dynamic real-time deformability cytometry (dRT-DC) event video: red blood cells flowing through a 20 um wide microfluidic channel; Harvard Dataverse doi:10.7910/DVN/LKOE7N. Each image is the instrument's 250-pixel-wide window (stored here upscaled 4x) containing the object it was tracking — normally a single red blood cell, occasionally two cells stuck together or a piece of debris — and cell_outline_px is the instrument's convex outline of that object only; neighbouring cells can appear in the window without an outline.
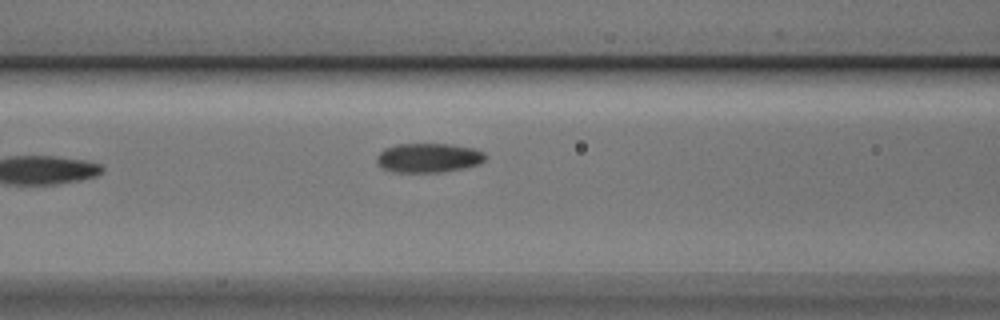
{"species": "Egyptian fruit bat (a non-hibernating species)", "species_latin": "Rousettus aegyptiacus", "temperature_condition": "cold", "stored_images_in_passage": 7, "camera_frame_rate_fps": 3000, "um_per_image_px": 0.085, "animal": {"sex": "male"}, "frame": {"image": 1, "passage_image": 7, "time_ms": 2.0, "image_size_px": [1000, 320], "cell_outline_px": [[488, 156], [480, 164], [464, 168], [440, 172], [396, 172], [384, 168], [376, 160], [376, 156], [384, 148], [396, 144], [452, 144], [476, 148], [484, 152]], "centroid_in_image_um": [36.47, 13.4], "position_along_channel_um": 130.1, "area_um2": 18.67}}